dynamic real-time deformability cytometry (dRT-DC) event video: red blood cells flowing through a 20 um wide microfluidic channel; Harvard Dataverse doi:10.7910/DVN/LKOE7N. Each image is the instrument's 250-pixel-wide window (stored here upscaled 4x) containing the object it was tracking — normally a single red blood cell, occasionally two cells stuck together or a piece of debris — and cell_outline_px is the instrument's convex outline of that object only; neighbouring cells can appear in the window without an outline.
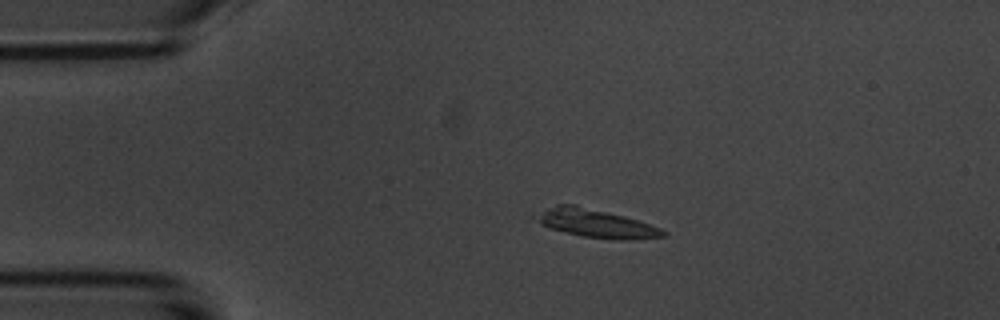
{"species": "common noctule bat (a hibernating species)", "species_latin": "Nyctalus noctula", "temperature_condition": "room temperature", "stored_images_in_passage": 4, "camera_frame_rate_fps": 3000, "um_per_image_px": 0.085, "animal": {"sex": "male", "body_mass_g": 20.1, "forearm_length_mm": 53.5}, "frame": {"image": 1, "passage_image": 3, "time_ms": 2.333, "image_size_px": [1000, 320], "cell_outline_px": [[668, 236], [632, 240], [616, 240], [580, 236], [548, 228], [528, 216], [532, 212], [556, 204], [576, 204], [624, 216], [660, 228], [668, 232]], "centroid_in_image_um": [50.53, 18.97], "position_along_channel_um": 34.5, "area_um2": 21.68}}